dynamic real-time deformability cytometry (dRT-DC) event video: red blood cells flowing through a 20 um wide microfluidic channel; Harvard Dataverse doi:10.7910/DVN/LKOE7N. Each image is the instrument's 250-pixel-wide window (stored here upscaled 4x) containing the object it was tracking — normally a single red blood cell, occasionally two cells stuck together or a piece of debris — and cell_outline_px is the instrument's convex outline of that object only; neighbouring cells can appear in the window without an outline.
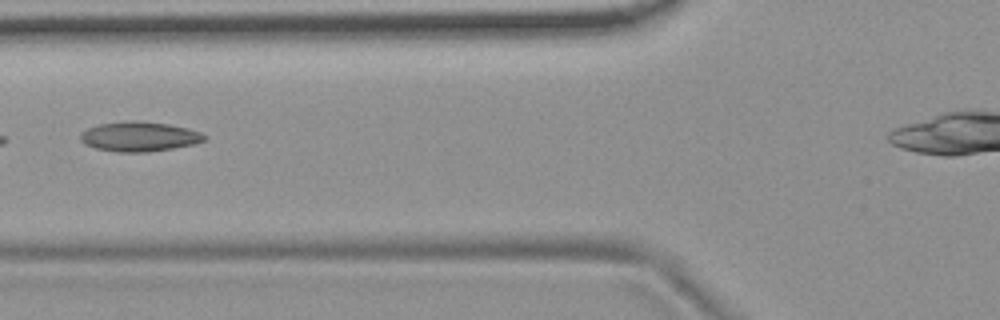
{"species": "common noctule bat (a hibernating species)", "species_latin": "Nyctalus noctula", "temperature_condition": "room temperature", "stored_images_in_passage": 3, "camera_frame_rate_fps": 3000, "um_per_image_px": 0.085, "animal": {"sex": "female", "body_mass_g": 19.9}, "frame": {"image": 1, "passage_image": 3, "time_ms": 2.333, "image_size_px": [1000, 320], "cell_outline_px": [[208, 136], [204, 140], [192, 144], [172, 148], [148, 152], [116, 152], [96, 148], [84, 144], [80, 140], [80, 136], [88, 128], [100, 124], [132, 120], [136, 120], [168, 124], [188, 128], [200, 132]], "centroid_in_image_um": [11.84, 11.61], "position_along_channel_um": 114.0, "area_um2": 21.33}}